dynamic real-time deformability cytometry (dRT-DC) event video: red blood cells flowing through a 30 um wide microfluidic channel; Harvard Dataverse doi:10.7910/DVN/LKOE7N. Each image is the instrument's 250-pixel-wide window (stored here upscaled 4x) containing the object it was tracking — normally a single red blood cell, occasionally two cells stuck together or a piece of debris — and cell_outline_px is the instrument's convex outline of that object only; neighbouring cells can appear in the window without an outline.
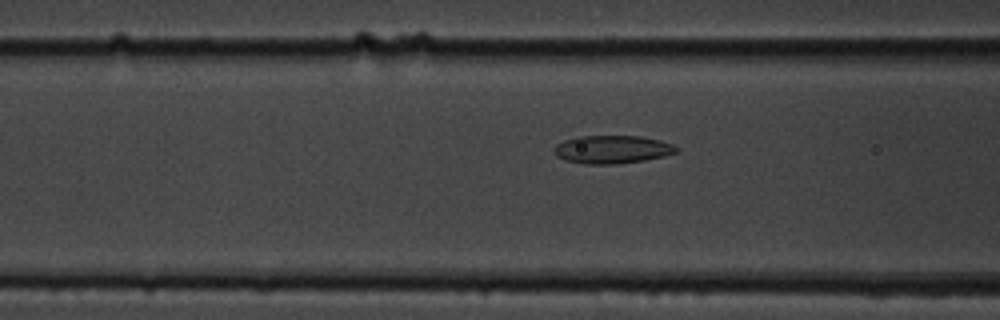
{"species": "common noctule bat (a hibernating species)", "species_latin": "Nyctalus noctula", "temperature_condition": "cold", "stored_images_in_passage": 57, "camera_frame_rate_fps": 3000, "um_per_image_px": 0.085, "animal": {"sex": "male", "body_mass_g": 19.5, "forearm_length_mm": 54.6}, "frame": {"image": 1, "passage_image": 23, "time_ms": 7.333, "image_size_px": [1000, 320], "cell_outline_px": [[676, 152], [664, 156], [644, 160], [616, 164], [584, 164], [564, 160], [556, 156], [552, 148], [556, 144], [564, 140], [576, 136], [640, 136], [660, 140], [672, 144], [676, 148]], "centroid_in_image_um": [51.97, 12.7], "position_along_channel_um": 114.6, "area_um2": 20.06}}
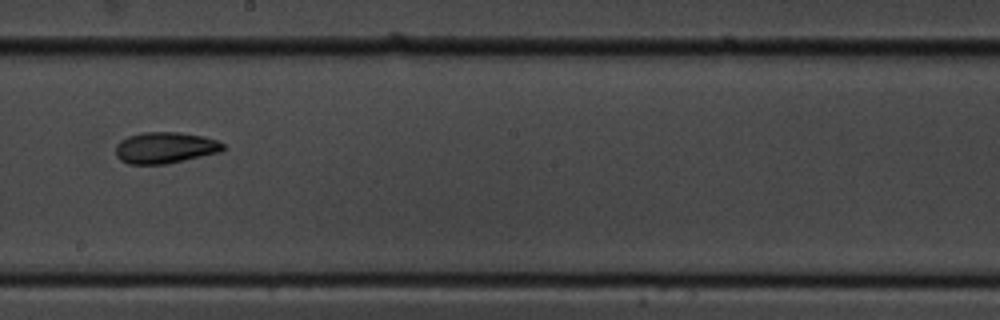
{"frame": {"image": 2, "passage_image": 33, "time_ms": 10.667, "image_size_px": [1000, 320], "cell_outline_px": [[224, 148], [220, 152], [168, 164], [128, 164], [120, 160], [116, 156], [116, 144], [120, 140], [128, 136], [140, 132], [180, 132], [204, 136], [216, 140], [224, 144]], "centroid_in_image_um": [14.01, 12.55], "position_along_channel_um": 234.2, "area_um2": 19.77}}
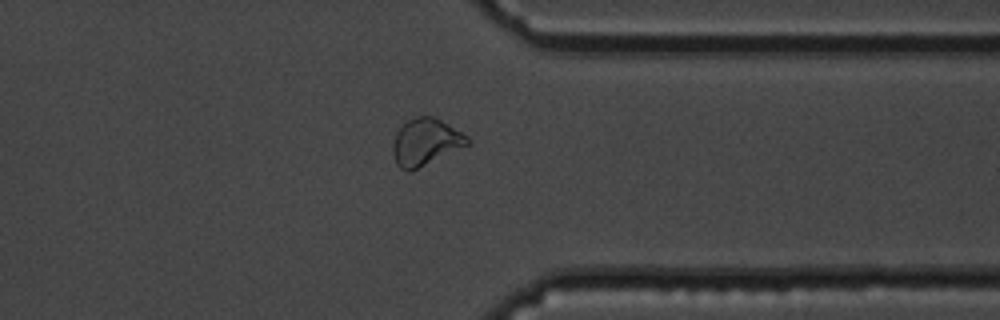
{"frame": {"image": 3, "passage_image": 45, "time_ms": 14.667, "image_size_px": [1000, 320], "cell_outline_px": [[472, 144], [412, 172], [408, 172], [400, 168], [396, 164], [392, 152], [392, 144], [396, 132], [408, 120], [416, 116], [432, 116], [448, 124], [468, 136], [472, 140]], "centroid_in_image_um": [36.2, 12.11], "position_along_channel_um": 375.2, "area_um2": 20.87}}